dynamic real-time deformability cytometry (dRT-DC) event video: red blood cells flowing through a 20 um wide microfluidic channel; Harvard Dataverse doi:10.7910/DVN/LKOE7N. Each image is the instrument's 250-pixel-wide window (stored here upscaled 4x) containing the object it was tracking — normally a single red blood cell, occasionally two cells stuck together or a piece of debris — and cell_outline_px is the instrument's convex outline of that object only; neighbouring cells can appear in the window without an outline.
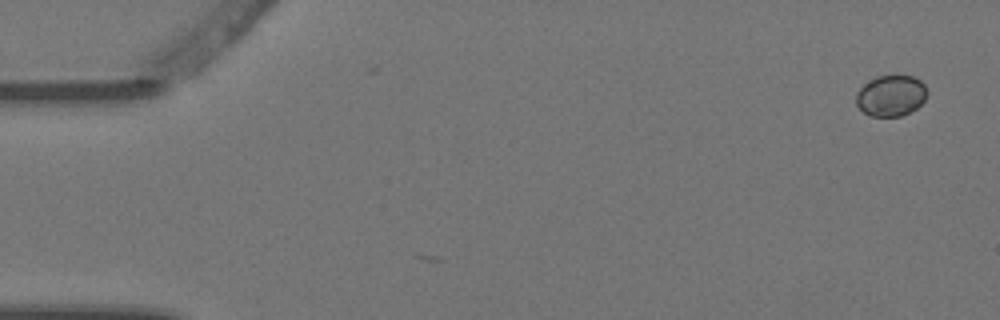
{"species": "Egyptian fruit bat (a non-hibernating species)", "species_latin": "Rousettus aegyptiacus", "temperature_condition": "warm", "stored_images_in_passage": 6, "camera_frame_rate_fps": 3000, "um_per_image_px": 0.085, "animal": {"sex": "female"}, "frame": {"image": 1, "passage_image": 1, "time_ms": 0.0, "image_size_px": [1000, 320], "cell_outline_px": [[928, 92], [924, 100], [916, 108], [900, 116], [872, 116], [864, 112], [856, 104], [856, 92], [864, 84], [876, 76], [912, 76], [920, 80], [924, 84]], "centroid_in_image_um": [75.72, 8.12], "position_along_channel_um": 9.3, "area_um2": 16.82}}